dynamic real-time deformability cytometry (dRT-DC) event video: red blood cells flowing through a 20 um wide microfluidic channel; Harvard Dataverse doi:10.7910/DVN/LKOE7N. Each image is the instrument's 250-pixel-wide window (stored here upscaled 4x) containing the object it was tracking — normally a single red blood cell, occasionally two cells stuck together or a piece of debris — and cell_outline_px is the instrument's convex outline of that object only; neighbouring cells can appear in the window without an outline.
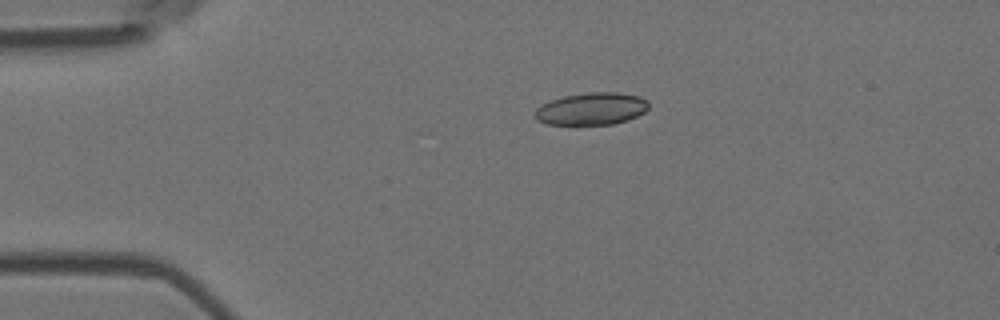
{"species": "Egyptian fruit bat (a non-hibernating species)", "species_latin": "Rousettus aegyptiacus", "temperature_condition": "room temperature", "stored_images_in_passage": 45, "camera_frame_rate_fps": 3000, "um_per_image_px": 0.085, "animal": {"sex": "female"}, "frame": {"image": 1, "passage_image": 1, "time_ms": 0.0, "image_size_px": [1000, 320], "cell_outline_px": [[648, 108], [644, 112], [628, 120], [612, 124], [548, 124], [536, 120], [532, 116], [536, 108], [552, 100], [564, 96], [588, 92], [616, 92], [640, 96], [648, 100]], "centroid_in_image_um": [50.28, 9.24], "position_along_channel_um": 34.7, "area_um2": 21.39}}
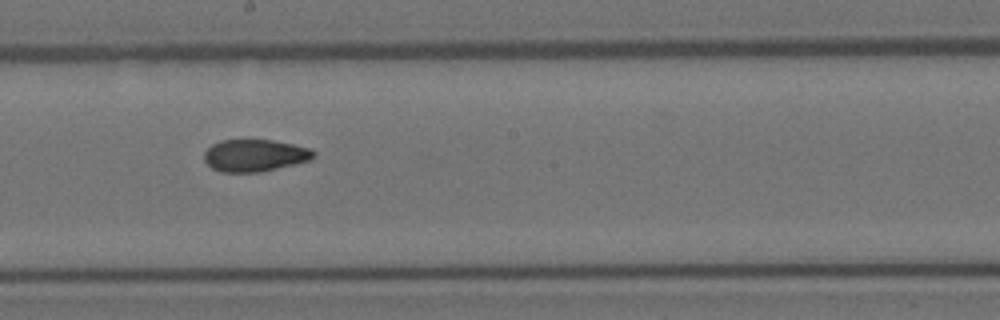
{"frame": {"image": 2, "passage_image": 20, "time_ms": 6.333, "image_size_px": [1000, 320], "cell_outline_px": [[316, 156], [308, 160], [296, 164], [260, 172], [220, 172], [212, 168], [204, 160], [204, 152], [212, 144], [220, 140], [272, 140], [312, 148], [316, 152]], "centroid_in_image_um": [21.67, 13.21], "position_along_channel_um": 226.5, "area_um2": 20.58}}
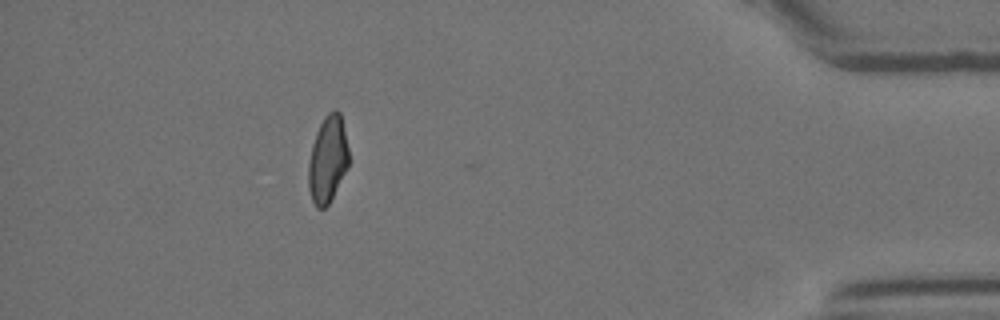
{"frame": {"image": 3, "passage_image": 39, "time_ms": 12.667, "image_size_px": [1000, 320], "cell_outline_px": [[348, 168], [328, 204], [324, 208], [316, 208], [312, 200], [308, 188], [308, 164], [312, 144], [316, 132], [324, 116], [332, 108], [336, 108], [340, 112], [348, 148]], "centroid_in_image_um": [27.84, 13.52], "position_along_channel_um": 407.4, "area_um2": 20.46}, "authors_computed_cell_mechanics": {"area_um2": 21.097, "velocity_mm_per_s": 3.6624, "shape_relaxation_time_tau1_ms": 8.2994, "shape_relaxation_time_tau2_ms": 3.0649, "deformation_change_tau1": 0.2106, "deformation_change_tau2": 0.0872}}